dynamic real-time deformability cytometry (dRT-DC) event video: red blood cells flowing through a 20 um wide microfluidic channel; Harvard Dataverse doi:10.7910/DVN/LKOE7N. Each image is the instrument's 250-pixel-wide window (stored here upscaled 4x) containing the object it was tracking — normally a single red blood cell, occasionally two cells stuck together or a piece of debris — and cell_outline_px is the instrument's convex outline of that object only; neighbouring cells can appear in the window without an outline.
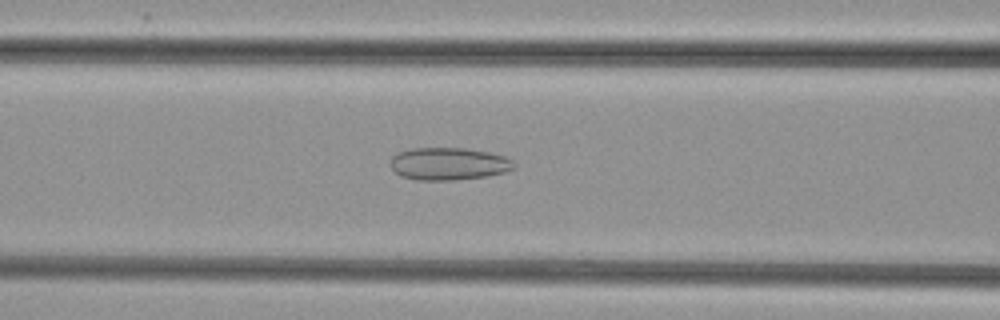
{"species": "common noctule bat (a hibernating species)", "species_latin": "Nyctalus noctula", "temperature_condition": "cold", "stored_images_in_passage": 35, "camera_frame_rate_fps": 3000, "um_per_image_px": 0.085, "animal": {"sex": "female", "body_mass_g": 29.2, "forearm_length_mm": 56.3}, "frame": {"image": 1, "passage_image": 9, "time_ms": 2.667, "image_size_px": [1000, 320], "cell_outline_px": [[516, 168], [504, 172], [484, 176], [456, 180], [416, 180], [400, 176], [392, 168], [392, 156], [400, 152], [412, 148], [464, 148], [488, 152], [504, 156], [512, 160], [516, 164]], "centroid_in_image_um": [38.15, 13.92], "position_along_channel_um": 128.4, "area_um2": 23.29}}
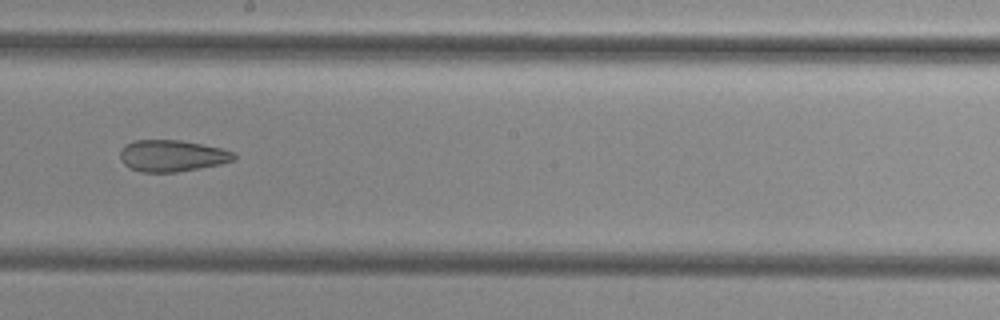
{"frame": {"image": 2, "passage_image": 17, "time_ms": 5.333, "image_size_px": [1000, 320], "cell_outline_px": [[236, 160], [220, 164], [176, 172], [140, 172], [124, 164], [120, 160], [120, 148], [124, 144], [132, 140], [180, 140], [220, 148], [236, 152]], "centroid_in_image_um": [14.6, 13.23], "position_along_channel_um": 233.6, "area_um2": 21.04}}
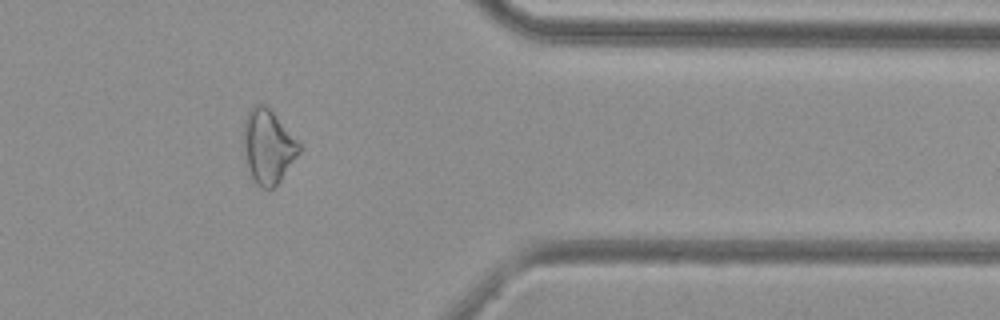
{"frame": {"image": 3, "passage_image": 30, "time_ms": 9.667, "image_size_px": [1000, 320], "cell_outline_px": [[300, 152], [280, 180], [272, 188], [260, 188], [256, 184], [248, 168], [244, 156], [244, 120], [248, 112], [256, 104], [264, 104], [272, 112], [300, 144]], "centroid_in_image_um": [22.76, 12.47], "position_along_channel_um": 388.6, "area_um2": 23.41}}